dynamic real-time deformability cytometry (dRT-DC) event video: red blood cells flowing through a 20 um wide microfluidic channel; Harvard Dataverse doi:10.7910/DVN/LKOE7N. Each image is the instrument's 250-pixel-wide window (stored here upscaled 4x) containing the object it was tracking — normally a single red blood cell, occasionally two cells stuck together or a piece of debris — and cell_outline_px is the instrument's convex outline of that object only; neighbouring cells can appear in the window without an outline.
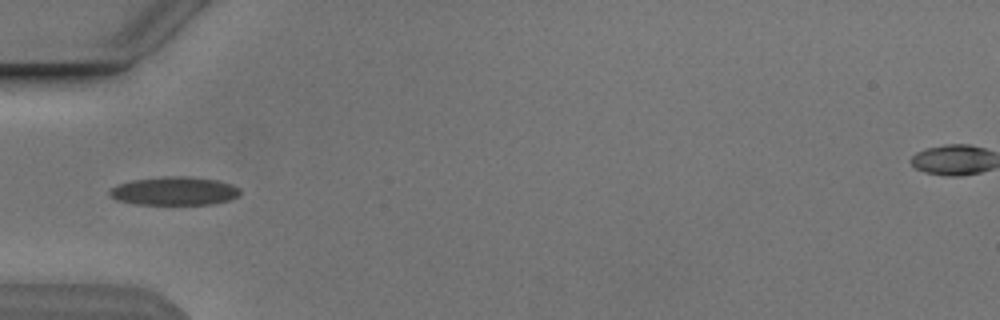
{"species": "Egyptian fruit bat (a non-hibernating species)", "species_latin": "Rousettus aegyptiacus", "temperature_condition": "cold", "stored_images_in_passage": 31, "camera_frame_rate_fps": 3000, "um_per_image_px": 0.085, "animal": {"sex": "male"}, "frame": {"image": 1, "passage_image": 1, "time_ms": 0.0, "image_size_px": [1000, 320], "cell_outline_px": [[240, 192], [236, 196], [228, 200], [212, 204], [132, 204], [116, 200], [108, 196], [108, 192], [116, 184], [132, 180], [172, 176], [188, 176], [216, 180], [232, 184], [240, 188]], "centroid_in_image_um": [14.77, 16.24], "position_along_channel_um": 70.2, "area_um2": 21.62}}
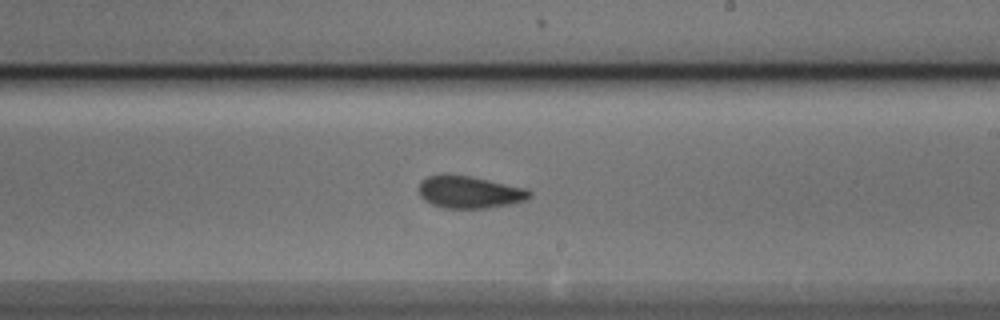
{"frame": {"image": 2, "passage_image": 15, "time_ms": 4.667, "image_size_px": [1000, 320], "cell_outline_px": [[532, 196], [524, 200], [512, 204], [484, 208], [444, 208], [432, 204], [424, 200], [420, 196], [420, 180], [428, 176], [440, 172], [448, 172], [528, 188], [532, 192]], "centroid_in_image_um": [39.88, 16.3], "position_along_channel_um": 249.1, "area_um2": 21.15}}
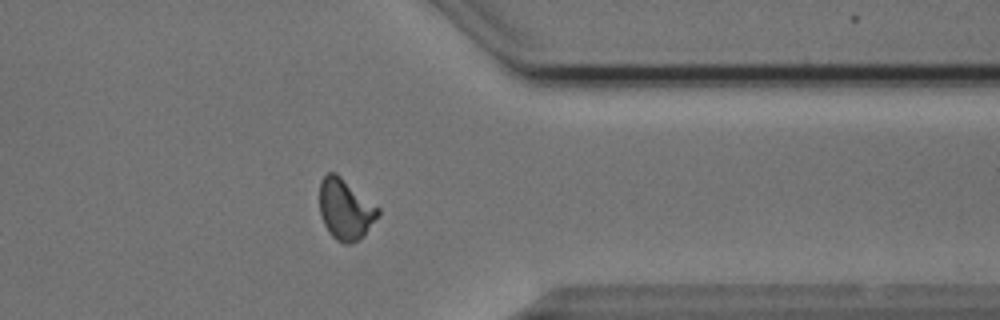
{"frame": {"image": 3, "passage_image": 26, "time_ms": 8.333, "image_size_px": [1000, 320], "cell_outline_px": [[380, 216], [364, 236], [352, 244], [344, 244], [336, 240], [328, 232], [320, 216], [320, 180], [328, 172], [336, 172], [380, 208]], "centroid_in_image_um": [29.37, 17.81], "position_along_channel_um": 382.0, "area_um2": 21.1}, "authors_computed_cell_mechanics": {"area_um2": 20.7502, "velocity_mm_per_s": 3.8457, "shape_relaxation_time_tau1_ms": 9.0106, "shape_relaxation_time_tau2_ms": 2.2378, "deformation_change_tau1": 0.1908, "deformation_change_tau2": 0.0712}}